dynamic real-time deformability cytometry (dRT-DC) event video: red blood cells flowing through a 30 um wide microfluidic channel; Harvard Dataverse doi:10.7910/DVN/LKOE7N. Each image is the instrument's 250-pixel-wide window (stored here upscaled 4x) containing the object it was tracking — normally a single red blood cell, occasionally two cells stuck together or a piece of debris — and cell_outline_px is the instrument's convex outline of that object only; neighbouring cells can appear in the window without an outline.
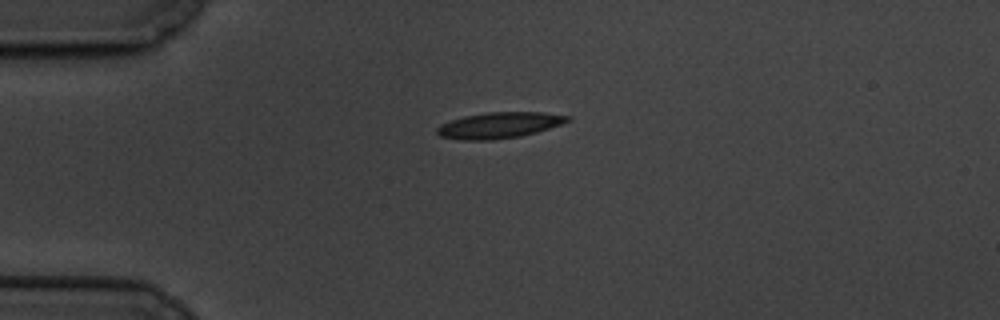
{"species": "common noctule bat (a hibernating species)", "species_latin": "Nyctalus noctula", "temperature_condition": "cold", "stored_images_in_passage": 2, "camera_frame_rate_fps": 3000, "um_per_image_px": 0.085, "animal": {"sex": "male", "body_mass_g": 19.5, "forearm_length_mm": 54.6}, "frame": {"image": 1, "passage_image": 1, "time_ms": 0.0, "image_size_px": [1000, 320], "cell_outline_px": [[572, 120], [536, 132], [520, 136], [492, 140], [460, 140], [440, 136], [436, 132], [436, 128], [440, 124], [464, 116], [488, 112], [544, 112], [572, 116]], "centroid_in_image_um": [42.43, 10.64], "position_along_channel_um": 42.6, "area_um2": 19.77}}